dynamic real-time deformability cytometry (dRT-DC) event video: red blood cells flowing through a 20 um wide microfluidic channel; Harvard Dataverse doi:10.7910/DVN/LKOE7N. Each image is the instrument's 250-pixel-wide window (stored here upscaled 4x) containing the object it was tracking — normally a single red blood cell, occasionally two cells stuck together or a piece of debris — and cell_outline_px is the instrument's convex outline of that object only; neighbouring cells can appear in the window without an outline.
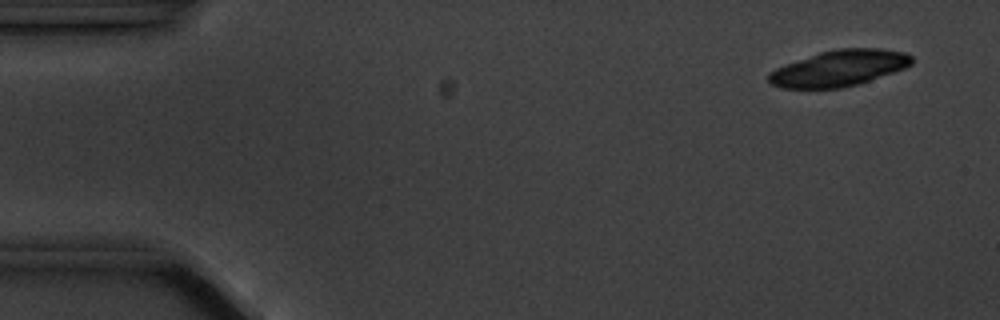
{"species": "common noctule bat (a hibernating species)", "species_latin": "Nyctalus noctula", "temperature_condition": "cold", "stored_images_in_passage": 10, "camera_frame_rate_fps": 3000, "um_per_image_px": 0.085, "animal": {"sex": "male", "body_mass_g": 20.1, "forearm_length_mm": 53.5}, "frame": {"image": 1, "passage_image": 2, "time_ms": 1.0, "image_size_px": [1000, 320], "cell_outline_px": [[912, 64], [904, 68], [856, 84], [840, 88], [780, 88], [772, 84], [768, 80], [768, 76], [776, 68], [820, 52], [836, 48], [880, 48], [904, 52], [912, 56]], "centroid_in_image_um": [71.33, 5.79], "position_along_channel_um": 13.7, "area_um2": 29.54}}